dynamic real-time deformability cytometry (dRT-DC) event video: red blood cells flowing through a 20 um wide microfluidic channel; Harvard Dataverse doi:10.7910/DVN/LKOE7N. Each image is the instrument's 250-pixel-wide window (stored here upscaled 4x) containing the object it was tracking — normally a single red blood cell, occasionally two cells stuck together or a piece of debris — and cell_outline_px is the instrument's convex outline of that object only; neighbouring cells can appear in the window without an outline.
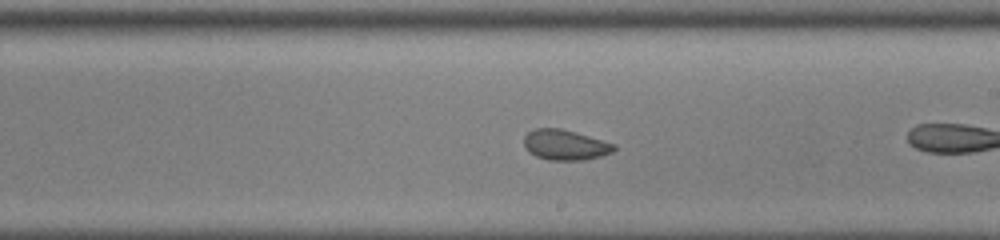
{"species": "common noctule bat (a hibernating species)", "species_latin": "Nyctalus noctula", "temperature_condition": "cold", "stored_images_in_passage": 24, "camera_frame_rate_fps": 3000, "um_per_image_px": 0.085, "animal": {"sex": "male", "body_mass_g": 13.0, "forearm_length_mm": 53.1}, "frame": {"image": 1, "passage_image": 14, "time_ms": 4.333, "image_size_px": [1000, 240], "cell_outline_px": [[616, 148], [612, 152], [600, 156], [584, 160], [548, 160], [536, 156], [528, 152], [524, 148], [524, 136], [532, 128], [560, 128], [576, 132], [616, 144]], "centroid_in_image_um": [48.01, 12.31], "position_along_channel_um": 241.0, "area_um2": 16.07}}
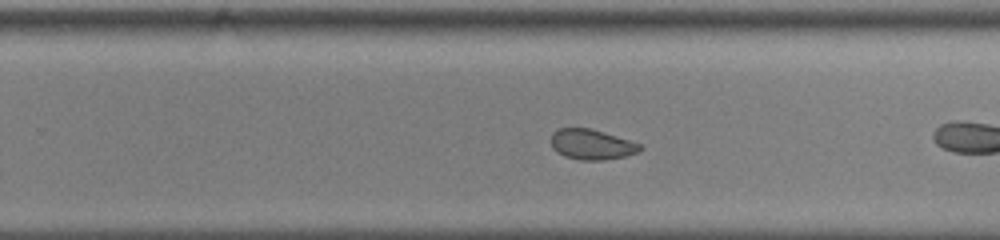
{"frame": {"image": 2, "passage_image": 17, "time_ms": 5.333, "image_size_px": [1000, 240], "cell_outline_px": [[644, 148], [636, 152], [624, 156], [604, 160], [580, 160], [564, 156], [556, 152], [552, 148], [552, 132], [560, 128], [592, 128], [640, 144]], "centroid_in_image_um": [50.26, 12.28], "position_along_channel_um": 279.5, "area_um2": 15.61}}